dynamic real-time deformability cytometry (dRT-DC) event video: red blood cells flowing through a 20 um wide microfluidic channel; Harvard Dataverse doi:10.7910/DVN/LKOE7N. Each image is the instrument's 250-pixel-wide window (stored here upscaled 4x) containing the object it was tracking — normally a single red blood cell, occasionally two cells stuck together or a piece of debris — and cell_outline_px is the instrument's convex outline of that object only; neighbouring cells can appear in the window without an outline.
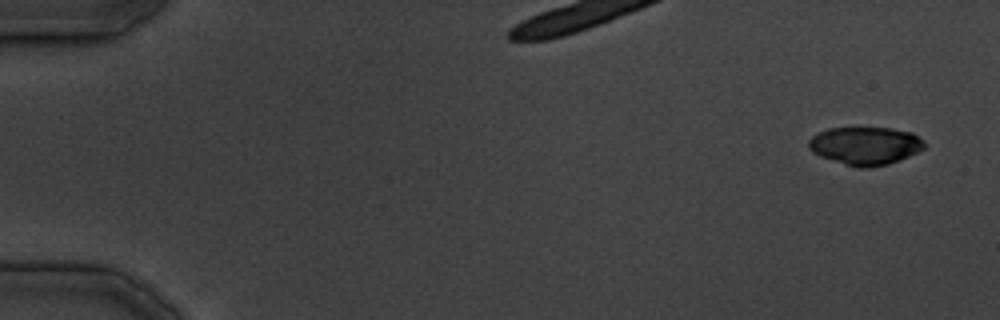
{"species": "common noctule bat (a hibernating species)", "species_latin": "Nyctalus noctula", "temperature_condition": "cold", "stored_images_in_passage": 11, "camera_frame_rate_fps": 3000, "um_per_image_px": 0.085, "animal": {"sex": "male", "body_mass_g": 19.5, "forearm_length_mm": 54.6}, "frame": {"image": 1, "passage_image": 1, "time_ms": 0.0, "image_size_px": [1000, 320], "cell_outline_px": [[924, 148], [908, 156], [888, 164], [868, 168], [856, 168], [820, 156], [812, 152], [808, 148], [808, 140], [812, 136], [828, 128], [892, 128], [912, 132], [924, 140]], "centroid_in_image_um": [73.53, 12.39], "position_along_channel_um": 11.5, "area_um2": 25.61}}
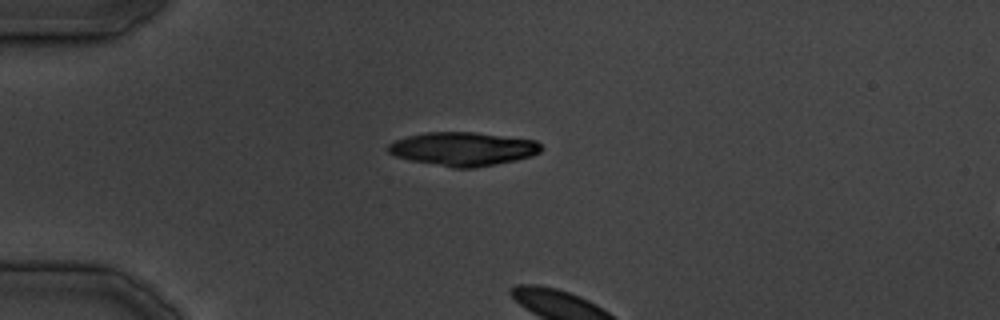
{"frame": {"image": 2, "passage_image": 10, "time_ms": 10.333, "image_size_px": [1000, 320], "cell_outline_px": [[544, 148], [540, 152], [532, 156], [516, 160], [476, 168], [452, 168], [408, 160], [396, 156], [388, 152], [388, 144], [396, 140], [408, 136], [424, 132], [472, 132], [536, 140]], "centroid_in_image_um": [39.36, 12.66], "position_along_channel_um": 45.6, "area_um2": 30.11}}